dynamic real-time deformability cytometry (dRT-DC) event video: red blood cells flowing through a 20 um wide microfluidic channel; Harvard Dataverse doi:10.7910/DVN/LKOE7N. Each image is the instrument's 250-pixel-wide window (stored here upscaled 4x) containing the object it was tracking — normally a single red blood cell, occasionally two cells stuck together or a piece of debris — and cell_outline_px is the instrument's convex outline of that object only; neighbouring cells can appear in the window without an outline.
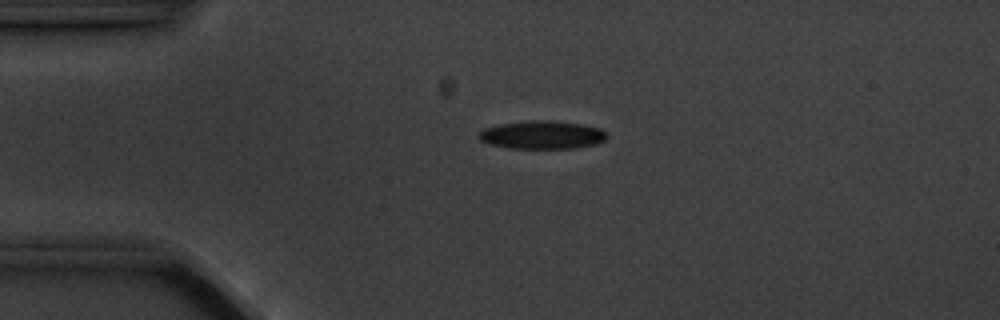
{"species": "common noctule bat (a hibernating species)", "species_latin": "Nyctalus noctula", "temperature_condition": "cold", "stored_images_in_passage": 6, "camera_frame_rate_fps": 3000, "um_per_image_px": 0.085, "animal": {"sex": "male", "body_mass_g": 20.1, "forearm_length_mm": 53.5}, "frame": {"image": 1, "passage_image": 4, "time_ms": 3.333, "image_size_px": [1000, 320], "cell_outline_px": [[608, 136], [604, 140], [596, 144], [576, 148], [508, 148], [488, 144], [480, 140], [476, 136], [476, 132], [484, 128], [500, 124], [528, 120], [548, 120], [584, 124], [600, 128]], "centroid_in_image_um": [46.03, 11.46], "position_along_channel_um": 39.0, "area_um2": 21.27}}